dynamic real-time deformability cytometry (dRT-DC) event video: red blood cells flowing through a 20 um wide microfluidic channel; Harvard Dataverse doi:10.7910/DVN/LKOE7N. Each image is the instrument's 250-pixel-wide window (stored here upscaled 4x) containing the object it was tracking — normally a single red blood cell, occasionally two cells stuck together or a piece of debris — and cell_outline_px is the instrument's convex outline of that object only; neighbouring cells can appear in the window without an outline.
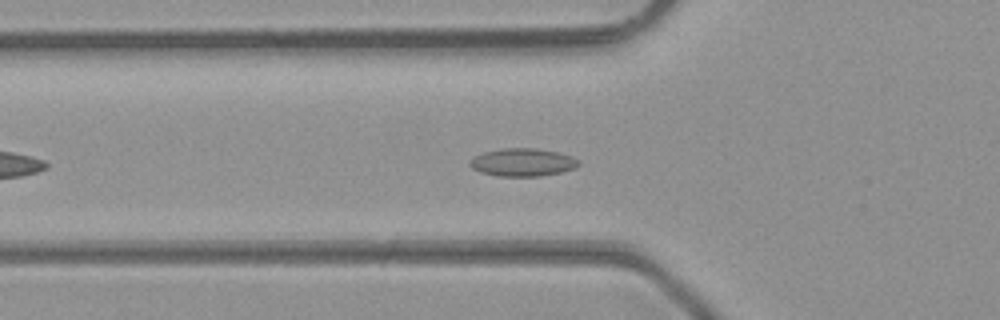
{"species": "common noctule bat (a hibernating species)", "species_latin": "Nyctalus noctula", "temperature_condition": "room temperature", "stored_images_in_passage": 13, "camera_frame_rate_fps": 3000, "um_per_image_px": 0.085, "animal": {"sex": "male", "body_mass_g": 23.1, "forearm_length_mm": 52.7}, "frame": {"image": 1, "passage_image": 4, "time_ms": 1.0, "image_size_px": [1000, 320], "cell_outline_px": [[580, 164], [576, 168], [560, 172], [540, 176], [500, 176], [480, 172], [472, 168], [468, 164], [468, 160], [472, 156], [484, 152], [500, 148], [536, 148], [556, 152], [572, 156], [580, 160]], "centroid_in_image_um": [44.4, 13.79], "position_along_channel_um": 81.4, "area_um2": 17.86}}
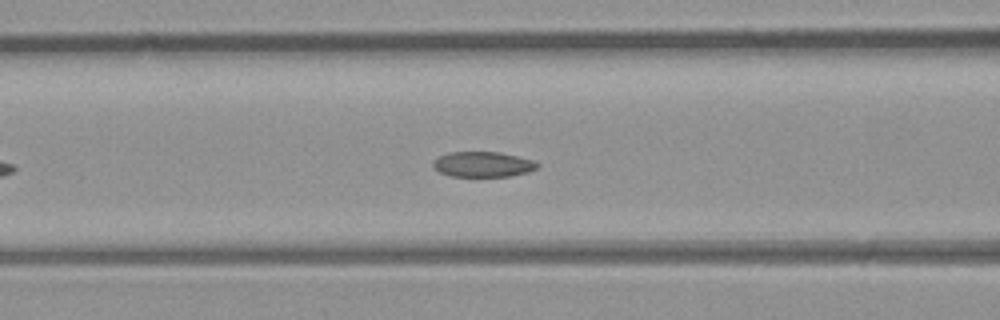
{"frame": {"image": 2, "passage_image": 7, "time_ms": 2.0, "image_size_px": [1000, 320], "cell_outline_px": [[540, 164], [536, 168], [528, 172], [508, 176], [452, 176], [440, 172], [432, 164], [432, 160], [448, 152], [500, 152], [536, 160]], "centroid_in_image_um": [41.07, 13.95], "position_along_channel_um": 125.5, "area_um2": 15.37}}
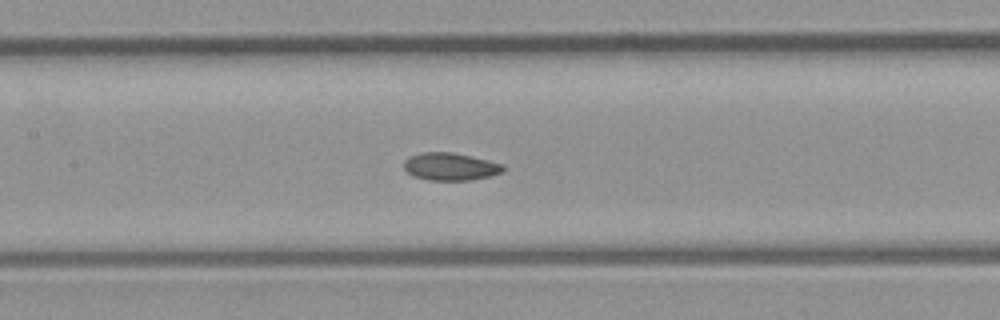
{"frame": {"image": 3, "passage_image": 10, "time_ms": 3.0, "image_size_px": [1000, 320], "cell_outline_px": [[504, 172], [472, 180], [428, 180], [412, 176], [404, 168], [404, 160], [408, 156], [424, 152], [452, 152], [504, 164]], "centroid_in_image_um": [38.26, 14.16], "position_along_channel_um": 169.1, "area_um2": 15.95}}